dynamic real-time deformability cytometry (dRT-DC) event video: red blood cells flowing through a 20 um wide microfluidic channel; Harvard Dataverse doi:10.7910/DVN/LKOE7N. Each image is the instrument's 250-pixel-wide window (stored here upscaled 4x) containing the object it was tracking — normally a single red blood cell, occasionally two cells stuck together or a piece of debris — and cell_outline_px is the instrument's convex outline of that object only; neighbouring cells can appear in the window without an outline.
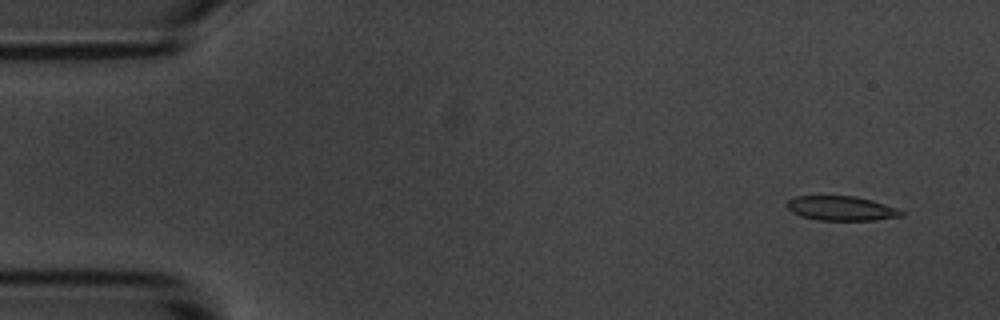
{"species": "common noctule bat (a hibernating species)", "species_latin": "Nyctalus noctula", "temperature_condition": "room temperature", "stored_images_in_passage": 10, "camera_frame_rate_fps": 3000, "um_per_image_px": 0.085, "animal": {"sex": "male", "body_mass_g": 20.1, "forearm_length_mm": 53.5}, "frame": {"image": 1, "passage_image": 1, "time_ms": 0.0, "image_size_px": [1000, 320], "cell_outline_px": [[904, 216], [872, 220], [820, 220], [804, 216], [792, 212], [788, 208], [788, 200], [796, 196], [856, 196], [872, 200], [896, 208], [904, 212]], "centroid_in_image_um": [71.54, 17.7], "position_along_channel_um": 13.5, "area_um2": 16.07}}
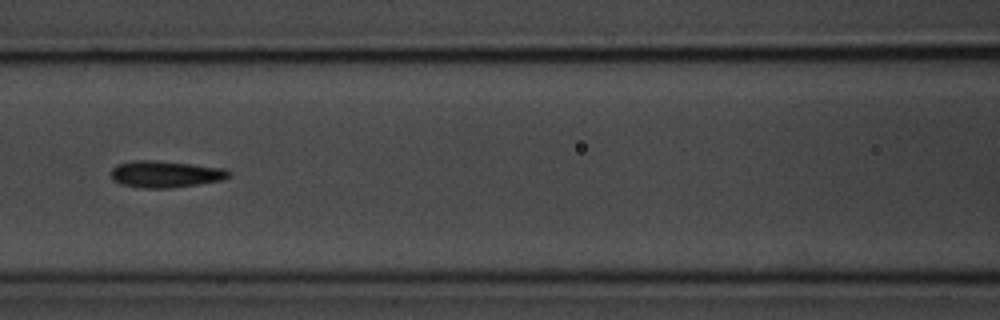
{"frame": {"image": 2, "passage_image": 7, "time_ms": 7.0, "image_size_px": [1000, 320], "cell_outline_px": [[232, 176], [224, 180], [168, 188], [140, 188], [120, 184], [112, 180], [112, 168], [116, 164], [132, 160], [152, 160], [192, 164], [224, 168], [232, 172]], "centroid_in_image_um": [14.07, 14.8], "position_along_channel_um": 152.5, "area_um2": 18.5}}
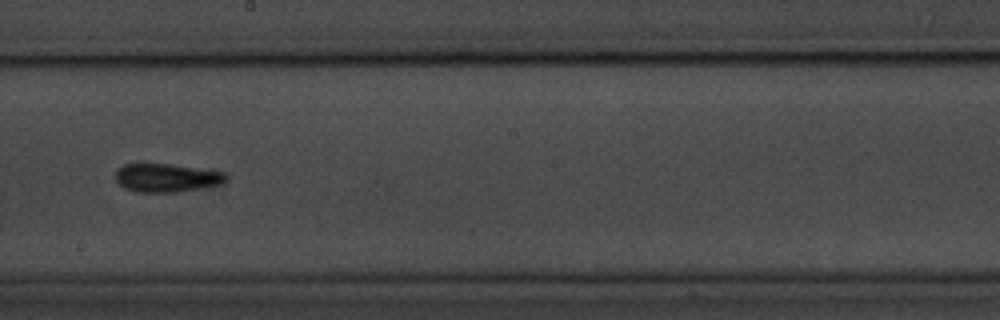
{"frame": {"image": 3, "passage_image": 9, "time_ms": 9.333, "image_size_px": [1000, 320], "cell_outline_px": [[228, 180], [220, 184], [176, 192], [136, 192], [124, 188], [116, 180], [116, 168], [124, 164], [172, 164], [224, 172], [228, 176]], "centroid_in_image_um": [14.14, 15.11], "position_along_channel_um": 234.1, "area_um2": 18.26}}